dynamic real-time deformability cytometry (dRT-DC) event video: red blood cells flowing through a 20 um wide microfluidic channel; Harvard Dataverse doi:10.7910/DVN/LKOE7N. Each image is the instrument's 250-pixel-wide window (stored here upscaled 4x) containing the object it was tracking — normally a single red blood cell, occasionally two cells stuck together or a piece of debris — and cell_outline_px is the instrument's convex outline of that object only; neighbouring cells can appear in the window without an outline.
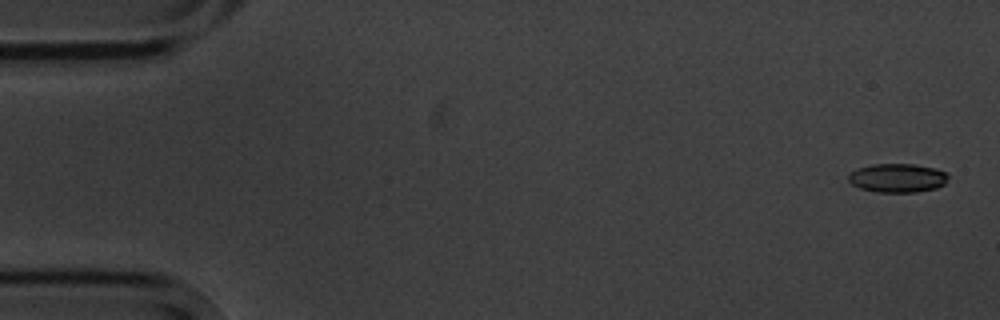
{"species": "common noctule bat (a hibernating species)", "species_latin": "Nyctalus noctula", "temperature_condition": "cold", "stored_images_in_passage": 6, "camera_frame_rate_fps": 3000, "um_per_image_px": 0.085, "animal": {"sex": "male", "body_mass_g": 20.1, "forearm_length_mm": 53.5}, "frame": {"image": 1, "passage_image": 1, "time_ms": 0.0, "image_size_px": [1000, 320], "cell_outline_px": [[948, 176], [944, 184], [936, 188], [916, 192], [876, 192], [860, 188], [852, 184], [848, 180], [848, 176], [856, 168], [872, 164], [912, 164], [932, 168], [948, 172]], "centroid_in_image_um": [76.27, 15.13], "position_along_channel_um": 8.7, "area_um2": 16.7}}